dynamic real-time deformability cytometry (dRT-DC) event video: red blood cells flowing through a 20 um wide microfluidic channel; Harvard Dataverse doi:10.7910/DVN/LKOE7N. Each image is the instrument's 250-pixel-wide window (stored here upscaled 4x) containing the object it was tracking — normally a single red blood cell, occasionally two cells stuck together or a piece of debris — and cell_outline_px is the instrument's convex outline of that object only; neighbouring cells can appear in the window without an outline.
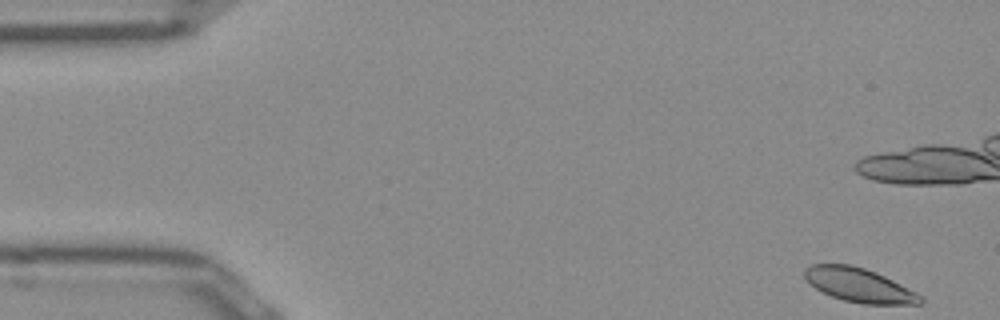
{"species": "Egyptian fruit bat (a non-hibernating species)", "species_latin": "Rousettus aegyptiacus", "temperature_condition": "room temperature", "stored_images_in_passage": 43, "camera_frame_rate_fps": 3000, "um_per_image_px": 0.085, "frame": {"image": 1, "passage_image": 1, "time_ms": 0.0, "image_size_px": [1000, 320], "cell_outline_px": [[924, 300], [920, 304], [860, 304], [844, 300], [832, 296], [816, 288], [804, 276], [804, 268], [812, 264], [848, 264], [864, 268], [876, 272], [916, 292]], "centroid_in_image_um": [73.03, 24.23], "position_along_channel_um": 12.0, "area_um2": 22.66}, "authors_computed_cell_mechanics": {"area_um2": 24.0448, "velocity_mm_per_s": 3.9119, "shape_relaxation_time_tau1_ms": 4.8528, "shape_relaxation_time_tau2_ms": 4.5272, "deformation_change_tau1": 0.0926, "deformation_change_tau2": 0.0666}}